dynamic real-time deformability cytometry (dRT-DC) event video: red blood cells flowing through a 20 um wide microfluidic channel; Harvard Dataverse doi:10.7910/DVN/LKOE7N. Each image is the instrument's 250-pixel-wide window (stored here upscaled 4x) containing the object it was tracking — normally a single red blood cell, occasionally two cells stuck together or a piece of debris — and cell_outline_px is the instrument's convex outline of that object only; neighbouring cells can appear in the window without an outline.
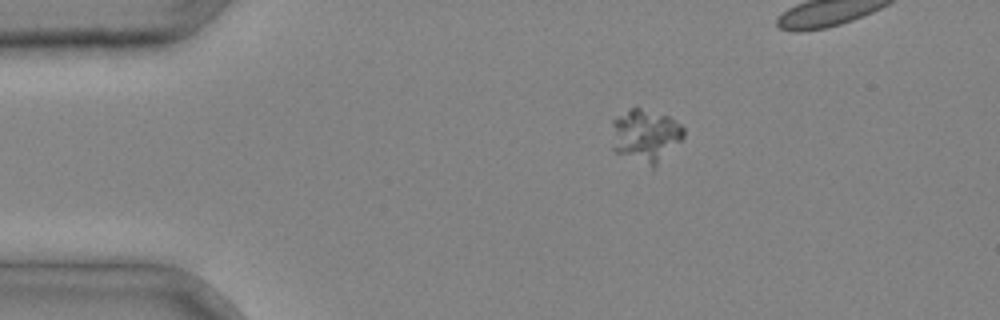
{"species": "common noctule bat (a hibernating species)", "species_latin": "Nyctalus noctula", "temperature_condition": "cold", "stored_images_in_passage": 3, "segment_of_instrument_passage": [2, 2], "camera_frame_rate_fps": 3000, "um_per_image_px": 0.085, "animal": {"sex": "male", "body_mass_g": 20.4}, "frame": {"image": 1, "passage_image": 3, "time_ms": 0.667, "image_size_px": [1000, 320], "cell_outline_px": [[684, 136], [656, 164], [652, 164], [616, 152], [612, 148], [612, 120], [616, 116], [628, 108], [640, 108], [668, 116], [680, 124], [684, 128]], "centroid_in_image_um": [54.82, 11.44], "position_along_channel_um": 30.2, "area_um2": 21.33}}